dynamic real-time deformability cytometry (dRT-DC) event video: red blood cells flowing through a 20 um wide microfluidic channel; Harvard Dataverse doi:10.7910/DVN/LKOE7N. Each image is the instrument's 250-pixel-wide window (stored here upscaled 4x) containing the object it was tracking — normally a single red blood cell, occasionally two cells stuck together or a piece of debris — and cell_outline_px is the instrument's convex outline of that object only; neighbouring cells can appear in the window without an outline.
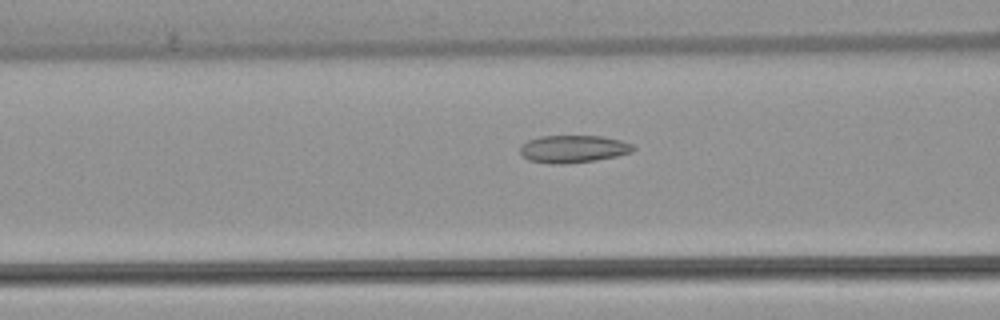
{"species": "common noctule bat (a hibernating species)", "species_latin": "Nyctalus noctula", "temperature_condition": "warm", "stored_images_in_passage": 52, "camera_frame_rate_fps": 3000, "um_per_image_px": 0.085, "animal": {"sex": "female", "body_mass_g": 22.7, "forearm_length_mm": 54.2}, "frame": {"image": 1, "passage_image": 21, "time_ms": 6.667, "image_size_px": [1000, 320], "cell_outline_px": [[636, 148], [632, 152], [616, 156], [596, 160], [564, 164], [548, 164], [528, 160], [520, 152], [520, 144], [528, 140], [540, 136], [604, 136], [620, 140], [632, 144]], "centroid_in_image_um": [48.71, 12.66], "position_along_channel_um": 117.9, "area_um2": 18.26}}
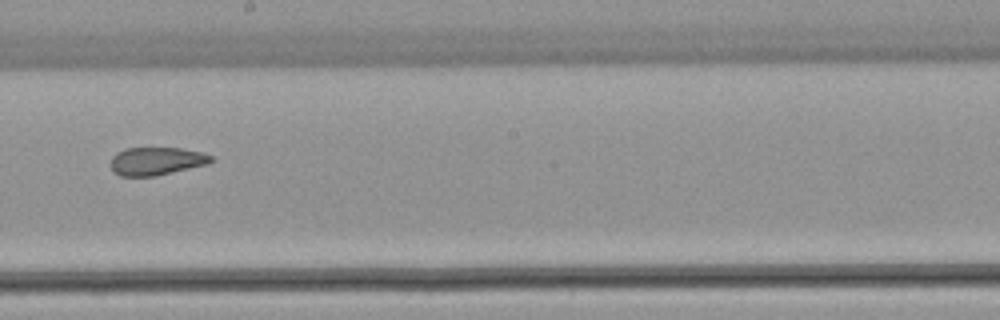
{"frame": {"image": 2, "passage_image": 30, "time_ms": 9.667, "image_size_px": [1000, 320], "cell_outline_px": [[212, 160], [208, 164], [156, 176], [120, 176], [112, 172], [112, 156], [116, 152], [124, 148], [180, 148], [204, 152], [212, 156]], "centroid_in_image_um": [13.29, 13.69], "position_along_channel_um": 234.9, "area_um2": 16.47}}
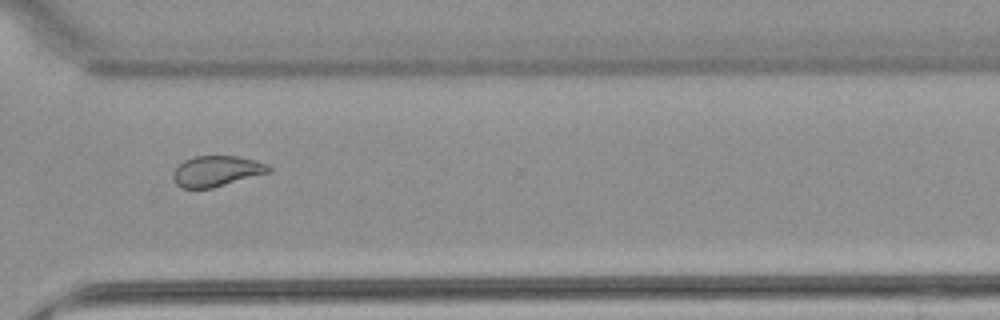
{"frame": {"image": 3, "passage_image": 39, "time_ms": 12.667, "image_size_px": [1000, 320], "cell_outline_px": [[272, 172], [212, 188], [180, 188], [176, 184], [172, 176], [172, 172], [184, 160], [196, 156], [236, 156], [256, 160], [268, 164], [272, 168]], "centroid_in_image_um": [18.43, 14.55], "position_along_channel_um": 352.2, "area_um2": 17.22}, "authors_computed_cell_mechanics": {"area_um2": 19.3052, "velocity_mm_per_s": 3.9035, "shape_relaxation_time_tau1_ms": null, "shape_relaxation_time_tau2_ms": 1.9741, "deformation_change_tau1": null, "deformation_change_tau2": 0.0831}}